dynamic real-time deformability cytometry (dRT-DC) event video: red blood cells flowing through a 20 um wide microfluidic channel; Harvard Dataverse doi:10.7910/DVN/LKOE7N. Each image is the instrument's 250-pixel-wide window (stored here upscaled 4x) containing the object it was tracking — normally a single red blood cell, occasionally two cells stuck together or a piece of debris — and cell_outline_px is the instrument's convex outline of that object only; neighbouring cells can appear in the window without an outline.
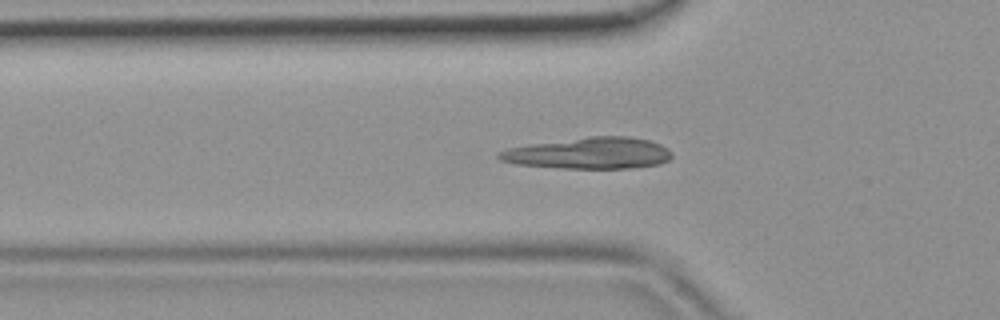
{"species": "common noctule bat (a hibernating species)", "species_latin": "Nyctalus noctula", "temperature_condition": "room temperature", "stored_images_in_passage": 46, "camera_frame_rate_fps": 3000, "um_per_image_px": 0.085, "animal": {"sex": "female", "body_mass_g": 19.9}, "frame": {"image": 1, "passage_image": 15, "time_ms": 4.667, "image_size_px": [1000, 320], "cell_outline_px": [[672, 156], [668, 160], [660, 164], [632, 168], [564, 168], [516, 164], [500, 160], [496, 156], [496, 152], [508, 148], [528, 144], [588, 136], [628, 136], [648, 140], [660, 144], [668, 148], [672, 152]], "centroid_in_image_um": [50.06, 13.01], "position_along_channel_um": 75.7, "area_um2": 31.79}}
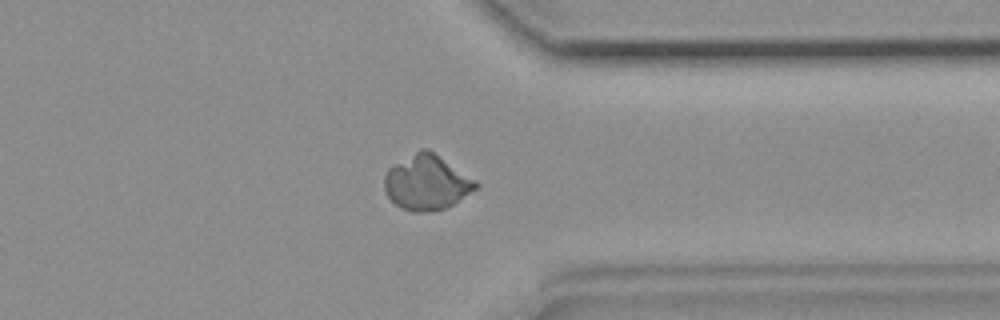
{"frame": {"image": 2, "passage_image": 36, "time_ms": 11.667, "image_size_px": [1000, 320], "cell_outline_px": [[480, 188], [448, 208], [432, 212], [412, 212], [396, 204], [388, 196], [384, 188], [384, 176], [388, 168], [420, 148], [428, 148], [476, 180], [480, 184]], "centroid_in_image_um": [36.32, 15.52], "position_along_channel_um": 375.1, "area_um2": 29.65}}
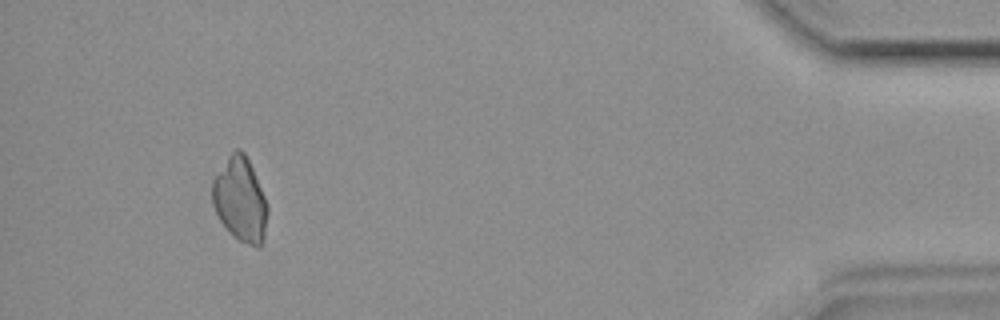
{"frame": {"image": 3, "passage_image": 43, "time_ms": 14.0, "image_size_px": [1000, 320], "cell_outline_px": [[268, 212], [264, 236], [260, 248], [248, 244], [232, 236], [228, 232], [220, 220], [212, 204], [212, 180], [228, 156], [236, 148], [240, 148], [244, 152], [252, 168], [268, 204]], "centroid_in_image_um": [20.42, 16.98], "position_along_channel_um": 414.8, "area_um2": 27.05}}